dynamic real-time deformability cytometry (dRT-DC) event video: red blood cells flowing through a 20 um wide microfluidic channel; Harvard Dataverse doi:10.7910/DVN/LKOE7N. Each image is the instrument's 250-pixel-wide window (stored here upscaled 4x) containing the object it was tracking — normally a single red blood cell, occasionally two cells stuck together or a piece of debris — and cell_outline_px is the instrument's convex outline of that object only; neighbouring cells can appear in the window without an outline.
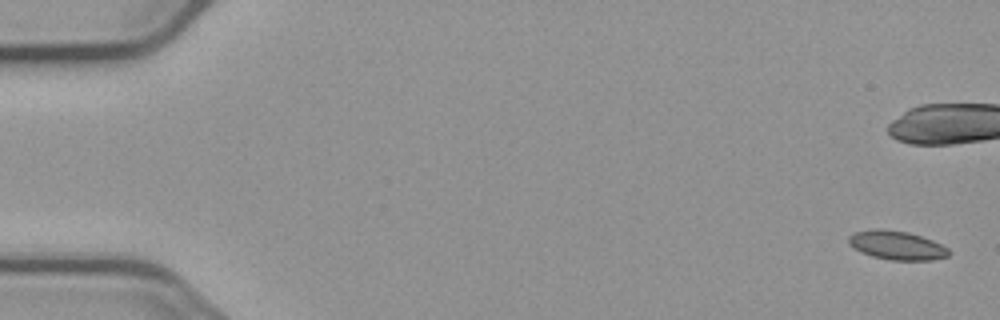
{"species": "common noctule bat (a hibernating species)", "species_latin": "Nyctalus noctula", "temperature_condition": "cold", "stored_images_in_passage": 5, "camera_frame_rate_fps": 3000, "um_per_image_px": 0.085, "animal": {"sex": "male", "body_mass_g": 23.1, "forearm_length_mm": 52.7}, "frame": {"image": 1, "passage_image": 1, "time_ms": 0.0, "image_size_px": [1000, 320], "cell_outline_px": [[952, 252], [948, 256], [932, 260], [892, 260], [872, 256], [848, 244], [848, 236], [856, 232], [876, 228], [880, 228], [908, 232], [932, 240], [948, 248]], "centroid_in_image_um": [76.25, 20.84], "position_along_channel_um": 8.7, "area_um2": 16.7}}